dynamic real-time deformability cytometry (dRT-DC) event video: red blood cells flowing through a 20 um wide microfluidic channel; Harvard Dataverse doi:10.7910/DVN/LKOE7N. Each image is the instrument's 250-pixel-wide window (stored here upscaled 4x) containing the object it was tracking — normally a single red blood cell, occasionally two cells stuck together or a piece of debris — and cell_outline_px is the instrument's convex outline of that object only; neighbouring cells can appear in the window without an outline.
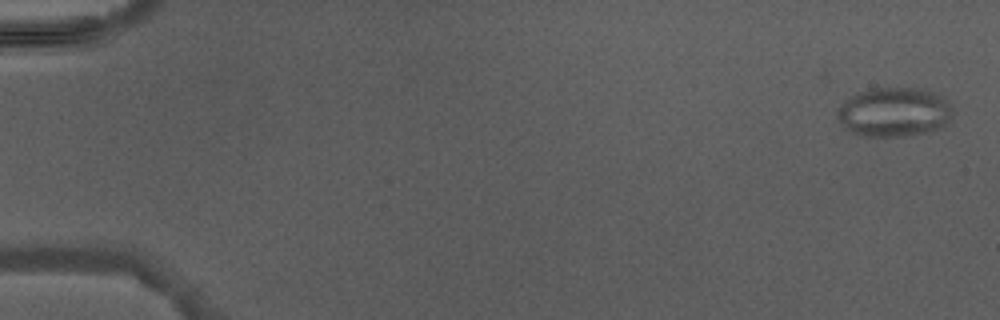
{"species": "Egyptian fruit bat (a non-hibernating species)", "species_latin": "Rousettus aegyptiacus", "temperature_condition": "warm", "stored_images_in_passage": 5, "camera_frame_rate_fps": 3000, "um_per_image_px": 0.085, "animal": {"sex": "male"}, "frame": {"image": 1, "passage_image": 1, "time_ms": 0.0, "image_size_px": [1000, 320], "cell_outline_px": [[948, 120], [940, 128], [928, 132], [904, 136], [864, 136], [852, 132], [844, 128], [840, 120], [840, 104], [852, 96], [860, 92], [872, 88], [924, 88], [936, 92], [944, 96], [948, 100]], "centroid_in_image_um": [76.01, 9.51], "position_along_channel_um": 9.0, "area_um2": 32.66}}
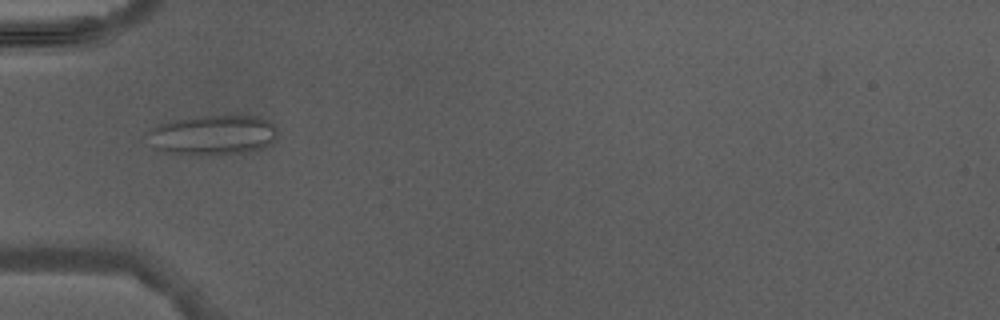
{"frame": {"image": 2, "passage_image": 5, "time_ms": 5.0, "image_size_px": [1000, 320], "cell_outline_px": [[276, 140], [272, 144], [264, 148], [240, 152], [168, 152], [156, 148], [144, 136], [152, 128], [160, 124], [176, 120], [204, 116], [256, 116], [268, 120], [272, 124], [276, 132]], "centroid_in_image_um": [18.12, 11.43], "position_along_channel_um": 66.9, "area_um2": 29.02}}